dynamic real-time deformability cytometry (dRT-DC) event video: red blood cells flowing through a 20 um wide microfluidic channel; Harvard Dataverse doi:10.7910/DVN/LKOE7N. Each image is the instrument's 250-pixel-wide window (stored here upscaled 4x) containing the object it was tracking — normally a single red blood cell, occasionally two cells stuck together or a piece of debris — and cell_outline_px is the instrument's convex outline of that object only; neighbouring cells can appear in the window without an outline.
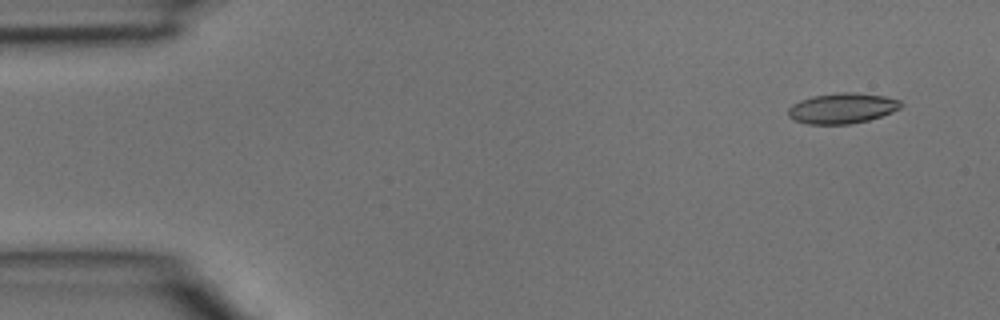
{"species": "common noctule bat (a hibernating species)", "species_latin": "Nyctalus noctula", "temperature_condition": "room temperature", "stored_images_in_passage": 3, "camera_frame_rate_fps": 3000, "um_per_image_px": 0.085, "animal": {"sex": "male", "body_mass_g": 15.6}, "frame": {"image": 1, "passage_image": 1, "time_ms": 0.0, "image_size_px": [1000, 320], "cell_outline_px": [[904, 104], [900, 108], [892, 112], [868, 120], [848, 124], [808, 124], [792, 120], [788, 116], [788, 108], [792, 104], [800, 100], [812, 96], [840, 92], [852, 92], [884, 96], [900, 100]], "centroid_in_image_um": [71.56, 9.2], "position_along_channel_um": 13.4, "area_um2": 20.06}}